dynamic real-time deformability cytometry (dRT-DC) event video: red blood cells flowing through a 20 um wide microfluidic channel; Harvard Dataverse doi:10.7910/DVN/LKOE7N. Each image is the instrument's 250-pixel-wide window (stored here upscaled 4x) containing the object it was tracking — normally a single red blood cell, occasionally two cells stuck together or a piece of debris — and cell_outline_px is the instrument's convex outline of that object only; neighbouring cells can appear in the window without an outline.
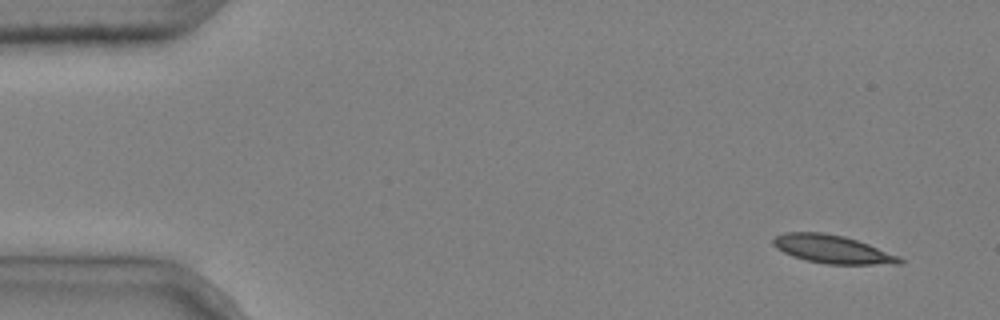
{"species": "common noctule bat (a hibernating species)", "species_latin": "Nyctalus noctula", "temperature_condition": "cold", "stored_images_in_passage": 5, "camera_frame_rate_fps": 3000, "um_per_image_px": 0.085, "animal": {"sex": "male", "body_mass_g": 20.4}, "frame": {"image": 1, "passage_image": 1, "time_ms": 0.0, "image_size_px": [1000, 320], "cell_outline_px": [[904, 264], [828, 264], [808, 260], [792, 256], [776, 248], [772, 244], [772, 240], [776, 236], [784, 232], [824, 232], [844, 236], [868, 244], [900, 256], [904, 260]], "centroid_in_image_um": [70.77, 21.18], "position_along_channel_um": 14.2, "area_um2": 20.75}}
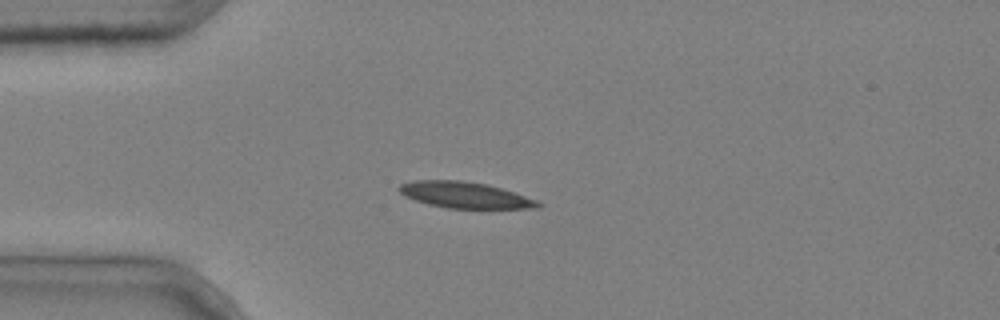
{"frame": {"image": 2, "passage_image": 3, "time_ms": 0.667, "image_size_px": [1000, 320], "cell_outline_px": [[544, 204], [540, 208], [448, 208], [428, 204], [404, 196], [396, 188], [400, 184], [412, 180], [460, 180], [488, 184], [536, 200]], "centroid_in_image_um": [39.48, 16.57], "position_along_channel_um": 45.5, "area_um2": 21.1}}
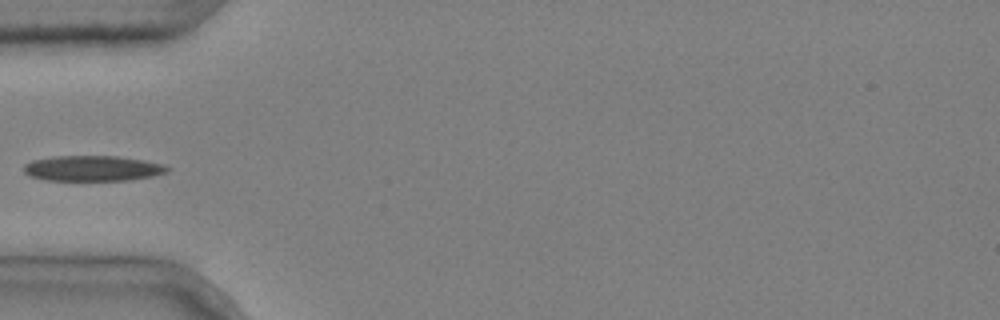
{"frame": {"image": 3, "passage_image": 4, "time_ms": 1.0, "image_size_px": [1000, 320], "cell_outline_px": [[172, 168], [168, 172], [152, 176], [128, 180], [44, 180], [32, 176], [24, 172], [24, 164], [32, 160], [52, 156], [116, 156], [144, 160], [164, 164]], "centroid_in_image_um": [7.9, 14.3], "position_along_channel_um": 77.1, "area_um2": 21.33}}